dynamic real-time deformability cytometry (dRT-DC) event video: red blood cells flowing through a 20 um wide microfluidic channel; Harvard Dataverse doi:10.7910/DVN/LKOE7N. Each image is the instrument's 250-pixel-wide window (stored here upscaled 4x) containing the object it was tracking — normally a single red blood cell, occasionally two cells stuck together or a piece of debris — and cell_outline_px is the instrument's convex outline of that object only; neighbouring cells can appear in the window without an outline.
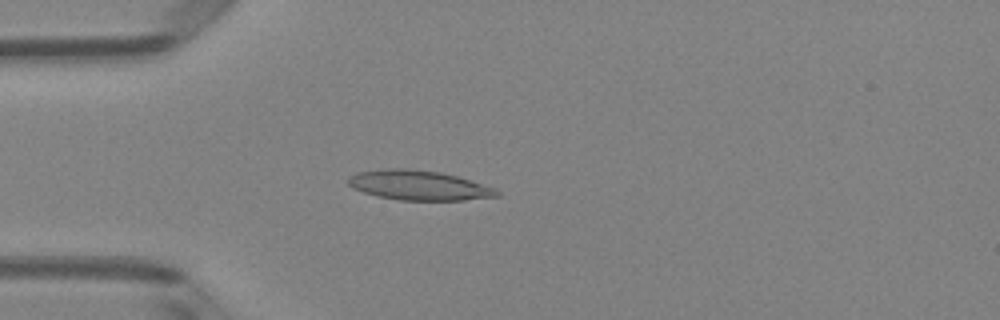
{"species": "Egyptian fruit bat (a non-hibernating species)", "species_latin": "Rousettus aegyptiacus", "temperature_condition": "room temperature", "stored_images_in_passage": 50, "camera_frame_rate_fps": 3000, "um_per_image_px": 0.085, "animal": {"sex": "female"}, "frame": {"image": 1, "passage_image": 14, "time_ms": 4.333, "image_size_px": [1000, 320], "cell_outline_px": [[500, 196], [464, 200], [400, 200], [376, 196], [352, 188], [348, 184], [348, 176], [356, 172], [388, 168], [404, 168], [440, 172], [456, 176], [496, 188], [500, 192]], "centroid_in_image_um": [35.58, 15.75], "position_along_channel_um": 49.4, "area_um2": 25.78}}
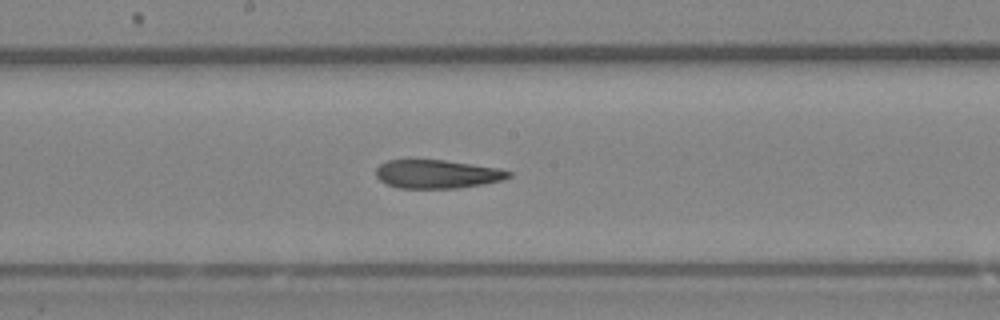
{"frame": {"image": 2, "passage_image": 27, "time_ms": 8.667, "image_size_px": [1000, 320], "cell_outline_px": [[512, 176], [504, 180], [484, 184], [456, 188], [400, 188], [384, 184], [376, 176], [376, 168], [380, 164], [388, 160], [444, 160], [500, 168], [512, 172]], "centroid_in_image_um": [37.18, 14.8], "position_along_channel_um": 211.0, "area_um2": 22.2}}
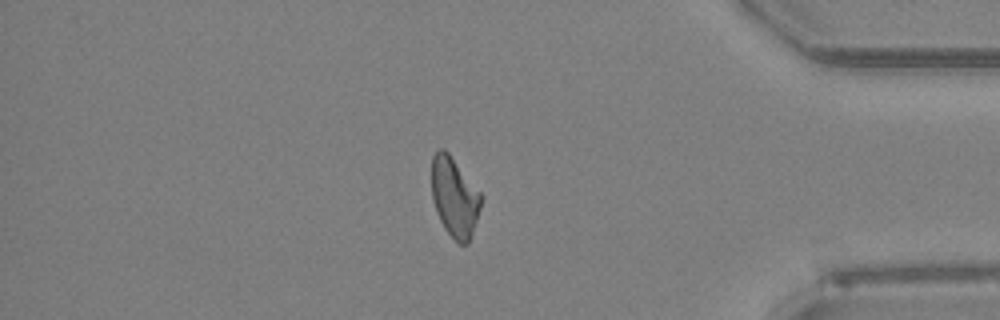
{"frame": {"image": 3, "passage_image": 43, "time_ms": 14.0, "image_size_px": [1000, 320], "cell_outline_px": [[480, 208], [468, 244], [460, 244], [444, 228], [436, 212], [432, 200], [432, 156], [440, 148], [444, 148], [448, 152], [480, 192]], "centroid_in_image_um": [38.6, 16.74], "position_along_channel_um": 396.6, "area_um2": 22.48}, "authors_computed_cell_mechanics": {"area_um2": 23.7558, "velocity_mm_per_s": 4.043, "shape_relaxation_time_tau1_ms": null, "shape_relaxation_time_tau2_ms": 3.8411, "deformation_change_tau1": null, "deformation_change_tau2": 0.1225}}